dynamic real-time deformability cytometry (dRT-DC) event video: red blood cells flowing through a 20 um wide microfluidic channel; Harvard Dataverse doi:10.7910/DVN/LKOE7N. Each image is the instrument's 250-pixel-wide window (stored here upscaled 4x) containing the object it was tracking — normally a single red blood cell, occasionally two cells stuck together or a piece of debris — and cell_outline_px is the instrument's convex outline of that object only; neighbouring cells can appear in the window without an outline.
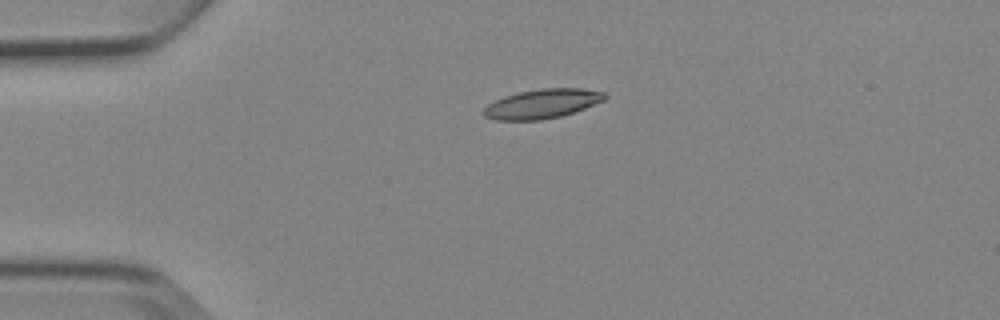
{"species": "Egyptian fruit bat (a non-hibernating species)", "species_latin": "Rousettus aegyptiacus", "temperature_condition": "cold", "stored_images_in_passage": 5, "camera_frame_rate_fps": 3000, "um_per_image_px": 0.085, "animal": {"sex": "female"}, "frame": {"image": 1, "passage_image": 4, "time_ms": 3.667, "image_size_px": [1000, 320], "cell_outline_px": [[608, 96], [604, 100], [584, 108], [560, 116], [540, 120], [496, 120], [484, 116], [480, 112], [488, 104], [504, 96], [520, 92], [540, 88], [580, 88], [604, 92]], "centroid_in_image_um": [46.06, 8.82], "position_along_channel_um": 38.9, "area_um2": 20.58}}